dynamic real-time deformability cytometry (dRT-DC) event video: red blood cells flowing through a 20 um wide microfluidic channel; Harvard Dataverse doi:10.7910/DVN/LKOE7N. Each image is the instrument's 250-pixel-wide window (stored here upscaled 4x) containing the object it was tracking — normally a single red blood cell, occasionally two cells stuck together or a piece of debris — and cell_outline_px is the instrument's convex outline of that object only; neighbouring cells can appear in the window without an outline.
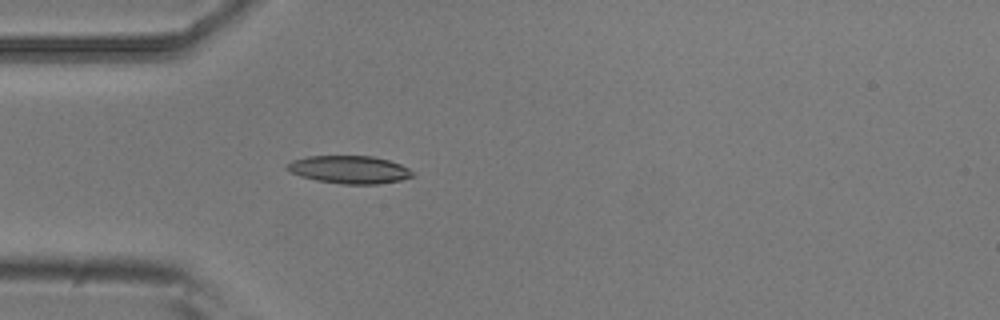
{"species": "common noctule bat (a hibernating species)", "species_latin": "Nyctalus noctula", "temperature_condition": "room temperature", "stored_images_in_passage": 1, "camera_frame_rate_fps": 3000, "um_per_image_px": 0.085, "animal": {"sex": "male", "body_mass_g": 20.5, "forearm_length_mm": 52.5}, "frame": {"image": 1, "passage_image": 1, "time_ms": 0.0, "image_size_px": [1000, 320], "cell_outline_px": [[412, 176], [400, 180], [380, 184], [340, 184], [316, 180], [300, 176], [284, 168], [284, 164], [292, 160], [308, 156], [372, 156], [388, 160], [400, 164], [408, 168], [412, 172]], "centroid_in_image_um": [29.64, 14.41], "position_along_channel_um": 55.4, "area_um2": 20.35}}